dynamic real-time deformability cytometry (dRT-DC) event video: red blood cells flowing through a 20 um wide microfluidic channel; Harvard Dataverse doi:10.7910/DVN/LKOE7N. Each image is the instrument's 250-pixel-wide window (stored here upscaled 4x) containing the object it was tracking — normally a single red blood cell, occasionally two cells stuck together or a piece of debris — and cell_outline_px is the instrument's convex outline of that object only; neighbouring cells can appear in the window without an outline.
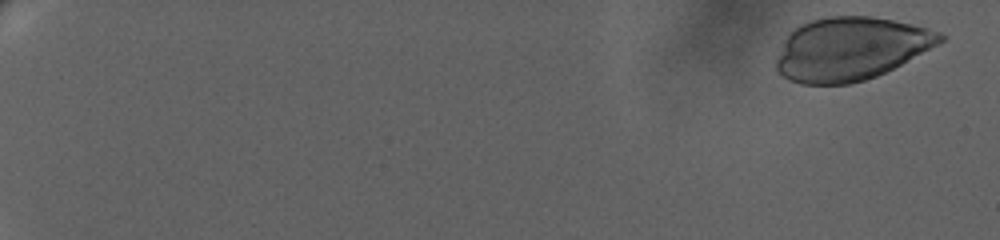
{"species": "human", "species_latin": "Homo sapiens", "temperature_condition": "warm", "stored_images_in_passage": 38, "camera_frame_rate_fps": 3000, "um_per_image_px": 0.085, "donor": {"sex": "female"}, "frame": {"image": 1, "passage_image": 3, "time_ms": 0.667, "image_size_px": [1000, 240], "cell_outline_px": [[948, 36], [944, 40], [900, 64], [876, 76], [864, 80], [848, 84], [800, 84], [784, 76], [776, 68], [776, 60], [784, 40], [788, 32], [800, 24], [812, 20], [828, 16], [872, 16], [912, 24], [928, 28], [940, 32]], "centroid_in_image_um": [72.28, 4.13], "position_along_channel_um": 12.7, "area_um2": 59.77}}
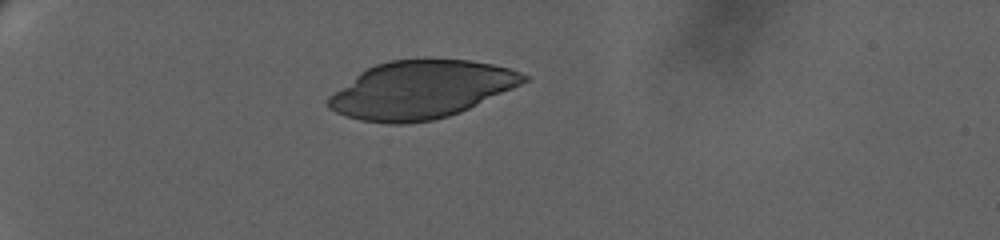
{"frame": {"image": 2, "passage_image": 32, "time_ms": 7.333, "image_size_px": [1000, 240], "cell_outline_px": [[528, 80], [512, 88], [460, 112], [448, 116], [432, 120], [408, 124], [388, 124], [360, 120], [344, 116], [328, 108], [328, 96], [360, 72], [376, 64], [392, 60], [424, 56], [428, 56], [472, 60], [512, 68], [528, 76]], "centroid_in_image_um": [35.77, 7.59], "position_along_channel_um": 49.2, "area_um2": 66.41}}